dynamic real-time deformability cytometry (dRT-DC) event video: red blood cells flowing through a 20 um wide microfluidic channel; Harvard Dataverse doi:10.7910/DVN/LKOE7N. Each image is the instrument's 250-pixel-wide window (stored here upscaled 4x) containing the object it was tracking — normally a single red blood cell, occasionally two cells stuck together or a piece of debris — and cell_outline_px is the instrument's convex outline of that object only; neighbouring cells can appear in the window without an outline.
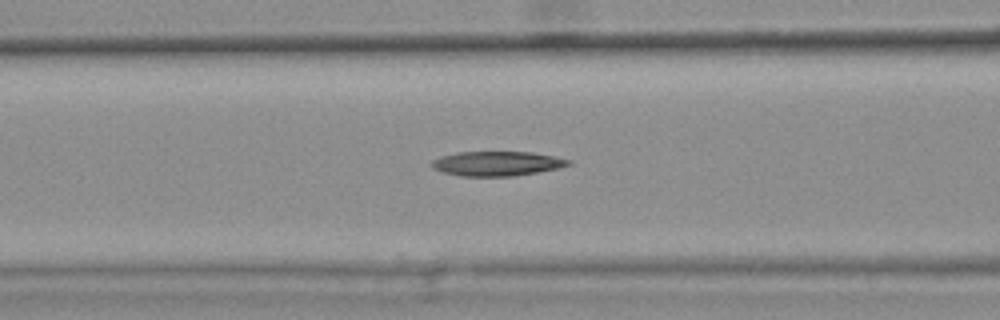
{"species": "common noctule bat (a hibernating species)", "species_latin": "Nyctalus noctula", "temperature_condition": "warm", "stored_images_in_passage": 44, "camera_frame_rate_fps": 3000, "um_per_image_px": 0.085, "animal": {"sex": "female", "body_mass_g": 25.1}, "frame": {"image": 1, "passage_image": 19, "time_ms": 6.0, "image_size_px": [1000, 320], "cell_outline_px": [[572, 164], [556, 168], [536, 172], [512, 176], [460, 176], [444, 172], [432, 168], [432, 160], [440, 156], [456, 152], [532, 152], [572, 160]], "centroid_in_image_um": [42.21, 13.9], "position_along_channel_um": 124.4, "area_um2": 19.42}}